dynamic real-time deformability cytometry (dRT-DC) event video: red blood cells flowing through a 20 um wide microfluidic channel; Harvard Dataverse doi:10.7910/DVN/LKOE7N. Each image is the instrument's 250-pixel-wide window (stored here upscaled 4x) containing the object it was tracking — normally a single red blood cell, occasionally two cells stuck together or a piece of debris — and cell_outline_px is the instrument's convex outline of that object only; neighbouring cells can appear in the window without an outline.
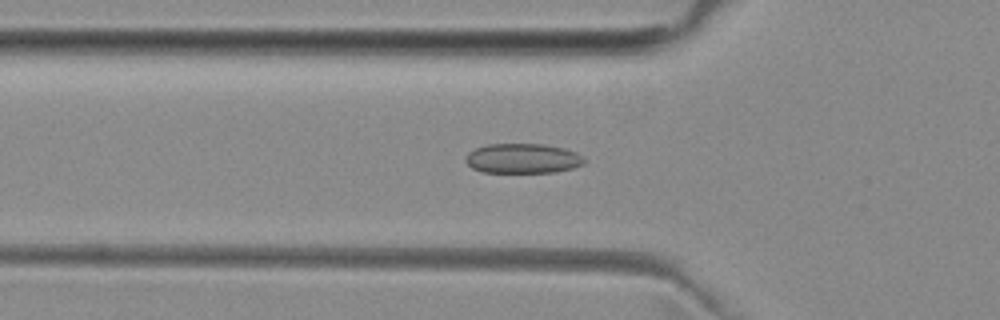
{"species": "common noctule bat (a hibernating species)", "species_latin": "Nyctalus noctula", "temperature_condition": "room temperature", "stored_images_in_passage": 47, "camera_frame_rate_fps": 3000, "um_per_image_px": 0.085, "animal": {"sex": "female", "body_mass_g": 29.2, "forearm_length_mm": 56.3}, "frame": {"image": 1, "passage_image": 13, "time_ms": 4.0, "image_size_px": [1000, 320], "cell_outline_px": [[584, 164], [572, 168], [556, 172], [484, 172], [472, 168], [464, 160], [464, 156], [468, 152], [476, 148], [488, 144], [544, 144], [564, 148], [576, 152], [584, 160]], "centroid_in_image_um": [44.4, 13.46], "position_along_channel_um": 81.4, "area_um2": 20.58}}
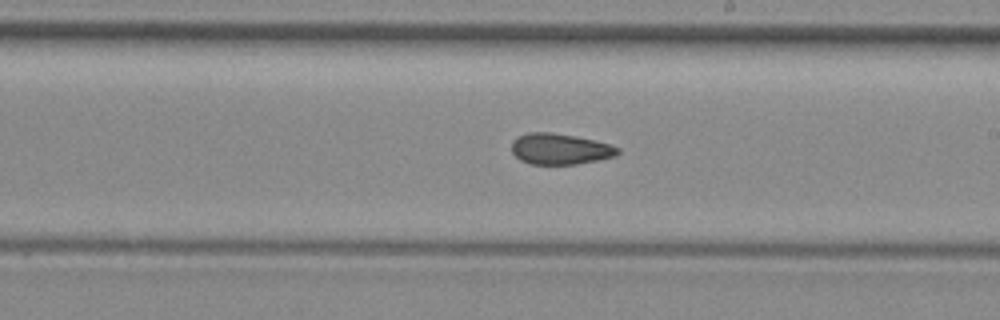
{"frame": {"image": 2, "passage_image": 25, "time_ms": 8.0, "image_size_px": [1000, 320], "cell_outline_px": [[620, 152], [616, 156], [576, 164], [528, 164], [520, 160], [512, 152], [512, 140], [516, 136], [528, 132], [548, 132], [576, 136], [608, 144], [620, 148]], "centroid_in_image_um": [47.56, 12.66], "position_along_channel_um": 241.4, "area_um2": 19.13}}
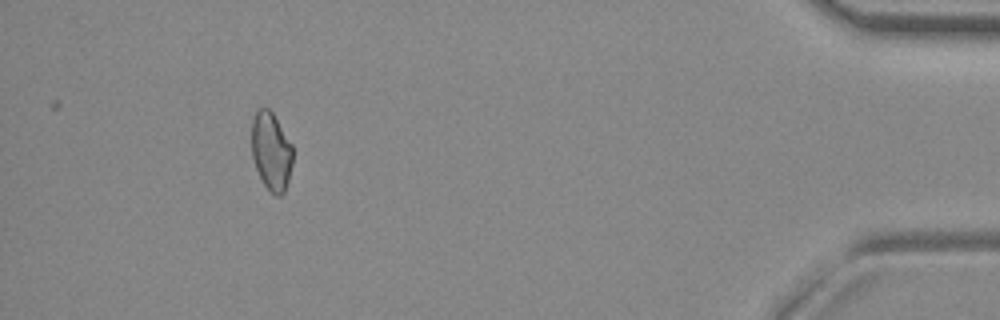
{"frame": {"image": 3, "passage_image": 43, "time_ms": 14.0, "image_size_px": [1000, 320], "cell_outline_px": [[292, 164], [288, 180], [284, 192], [280, 196], [276, 196], [264, 184], [256, 168], [252, 156], [252, 120], [256, 108], [268, 108], [272, 112], [292, 144]], "centroid_in_image_um": [23.05, 12.83], "position_along_channel_um": 412.2, "area_um2": 18.61}, "authors_computed_cell_mechanics": {"area_um2": 19.5942, "velocity_mm_per_s": 3.9886, "shape_relaxation_time_tau1_ms": null, "shape_relaxation_time_tau2_ms": 3.0504, "deformation_change_tau1": null, "deformation_change_tau2": 0.0794}}